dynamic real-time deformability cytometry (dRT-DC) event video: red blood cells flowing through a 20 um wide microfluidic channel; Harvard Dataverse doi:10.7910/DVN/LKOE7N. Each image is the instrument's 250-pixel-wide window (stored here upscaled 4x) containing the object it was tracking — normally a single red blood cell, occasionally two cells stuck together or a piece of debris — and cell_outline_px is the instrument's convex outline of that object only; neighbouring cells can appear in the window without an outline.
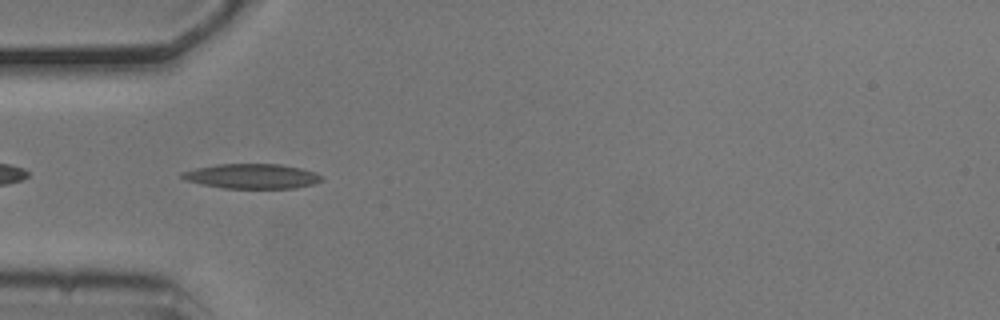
{"species": "common noctule bat (a hibernating species)", "species_latin": "Nyctalus noctula", "temperature_condition": "cold", "stored_images_in_passage": 27, "camera_frame_rate_fps": 3000, "um_per_image_px": 0.085, "animal": {"sex": "male", "body_mass_g": 20.5, "forearm_length_mm": 52.5}, "frame": {"image": 1, "passage_image": 2, "time_ms": 0.333, "image_size_px": [1000, 320], "cell_outline_px": [[324, 180], [312, 184], [292, 188], [224, 188], [204, 184], [188, 180], [180, 176], [180, 172], [196, 168], [216, 164], [280, 164], [300, 168], [324, 176]], "centroid_in_image_um": [21.43, 14.97], "position_along_channel_um": 63.6, "area_um2": 19.94}}
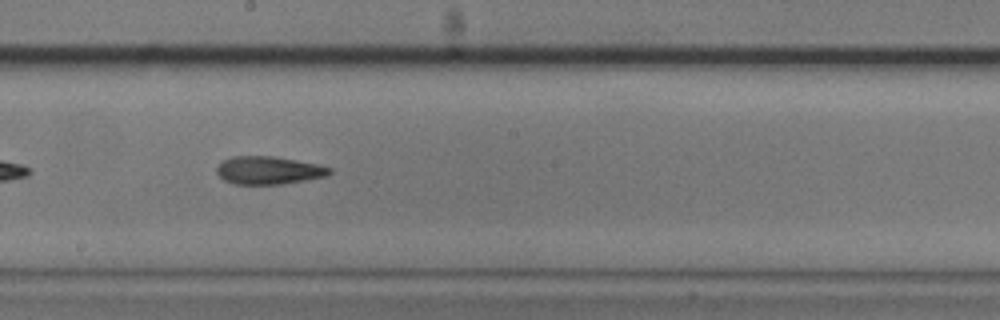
{"frame": {"image": 2, "passage_image": 15, "time_ms": 4.667, "image_size_px": [1000, 320], "cell_outline_px": [[332, 172], [328, 176], [284, 184], [232, 184], [224, 180], [216, 172], [216, 168], [224, 160], [232, 156], [276, 156], [316, 164], [332, 168]], "centroid_in_image_um": [22.85, 14.48], "position_along_channel_um": 225.4, "area_um2": 18.44}}
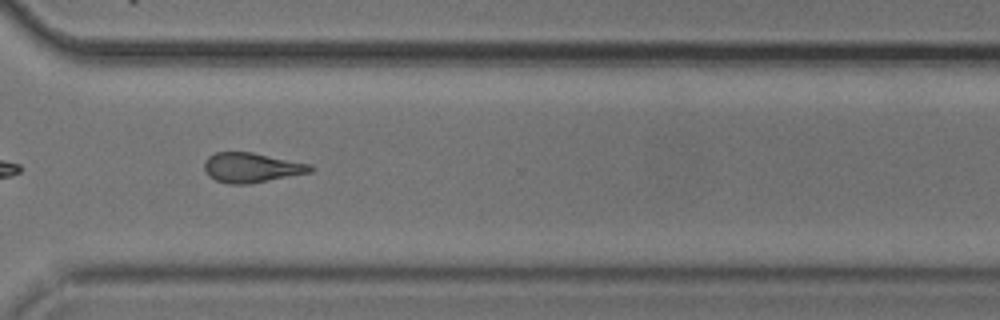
{"frame": {"image": 3, "passage_image": 25, "time_ms": 8.0, "image_size_px": [1000, 320], "cell_outline_px": [[316, 168], [312, 172], [248, 184], [228, 184], [216, 180], [208, 176], [204, 172], [204, 160], [208, 156], [216, 152], [252, 152], [312, 164]], "centroid_in_image_um": [21.38, 14.24], "position_along_channel_um": 349.2, "area_um2": 18.61}, "authors_computed_cell_mechanics": {"area_um2": 18.3804, "velocity_mm_per_s": 3.7407, "shape_relaxation_time_tau1_ms": null, "shape_relaxation_time_tau2_ms": 6.5628, "deformation_change_tau1": null, "deformation_change_tau2": 0.1811}}